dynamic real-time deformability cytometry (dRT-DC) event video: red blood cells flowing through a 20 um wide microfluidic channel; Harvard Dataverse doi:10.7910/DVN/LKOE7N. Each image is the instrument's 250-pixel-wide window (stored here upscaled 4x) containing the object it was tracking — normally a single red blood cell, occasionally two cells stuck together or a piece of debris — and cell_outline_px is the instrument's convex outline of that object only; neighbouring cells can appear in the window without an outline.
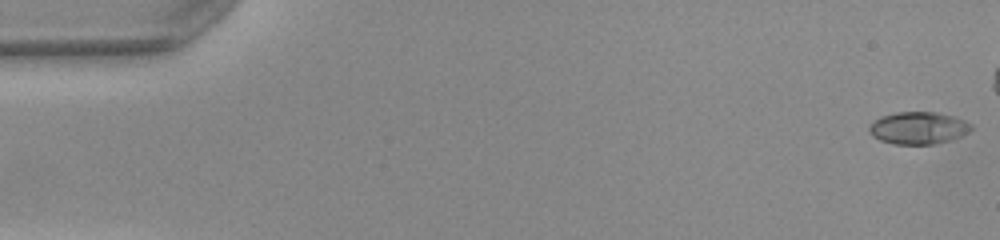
{"species": "common noctule bat (a hibernating species)", "species_latin": "Nyctalus noctula", "temperature_condition": "warm", "stored_images_in_passage": 45, "camera_frame_rate_fps": 3000, "um_per_image_px": 0.085, "animal": {"sex": "female", "body_mass_g": 22.0, "forearm_length_mm": 56.7}, "frame": {"image": 1, "passage_image": 1, "time_ms": 0.0, "image_size_px": [1000, 240], "cell_outline_px": [[972, 128], [960, 136], [948, 140], [932, 144], [892, 144], [880, 140], [872, 136], [868, 132], [868, 128], [880, 116], [896, 112], [936, 112], [952, 116], [964, 120], [972, 124]], "centroid_in_image_um": [78.02, 10.87], "position_along_channel_um": 7.0, "area_um2": 19.02}}
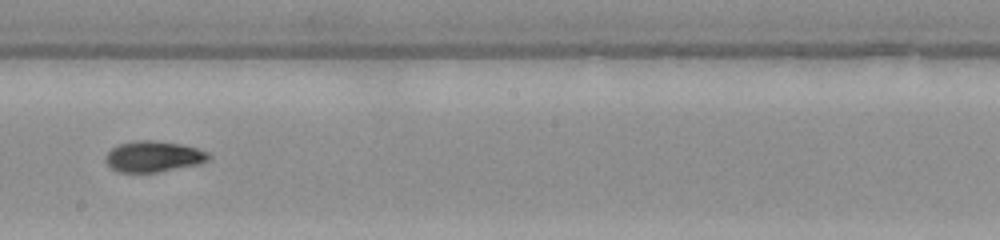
{"frame": {"image": 2, "passage_image": 29, "time_ms": 9.333, "image_size_px": [1000, 240], "cell_outline_px": [[212, 156], [208, 160], [196, 164], [160, 172], [120, 172], [112, 168], [108, 164], [108, 152], [112, 148], [120, 144], [136, 140], [152, 140], [180, 144], [196, 148], [208, 152]], "centroid_in_image_um": [13.08, 13.3], "position_along_channel_um": 235.1, "area_um2": 18.21}}
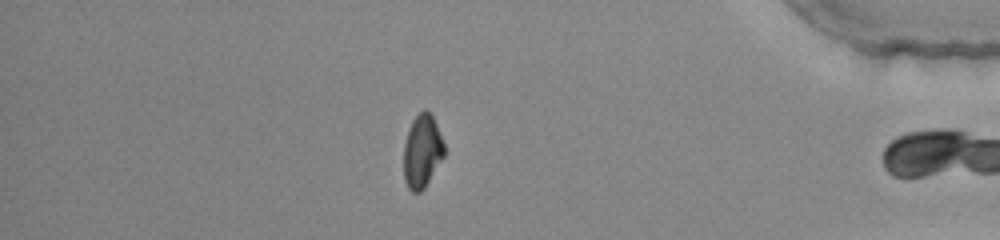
{"frame": {"image": 3, "passage_image": 44, "time_ms": 14.333, "image_size_px": [1000, 240], "cell_outline_px": [[444, 156], [424, 188], [420, 192], [412, 192], [408, 188], [404, 180], [404, 144], [412, 120], [424, 108], [432, 116], [436, 124], [444, 144]], "centroid_in_image_um": [35.87, 12.87], "position_along_channel_um": 399.3, "area_um2": 17.05}, "authors_computed_cell_mechanics": {"area_um2": 18.3804, "velocity_mm_per_s": 4.0344, "shape_relaxation_time_tau1_ms": 4.5545, "shape_relaxation_time_tau2_ms": 0.9194, "deformation_change_tau1": 0.2165, "deformation_change_tau2": 0.0504}}